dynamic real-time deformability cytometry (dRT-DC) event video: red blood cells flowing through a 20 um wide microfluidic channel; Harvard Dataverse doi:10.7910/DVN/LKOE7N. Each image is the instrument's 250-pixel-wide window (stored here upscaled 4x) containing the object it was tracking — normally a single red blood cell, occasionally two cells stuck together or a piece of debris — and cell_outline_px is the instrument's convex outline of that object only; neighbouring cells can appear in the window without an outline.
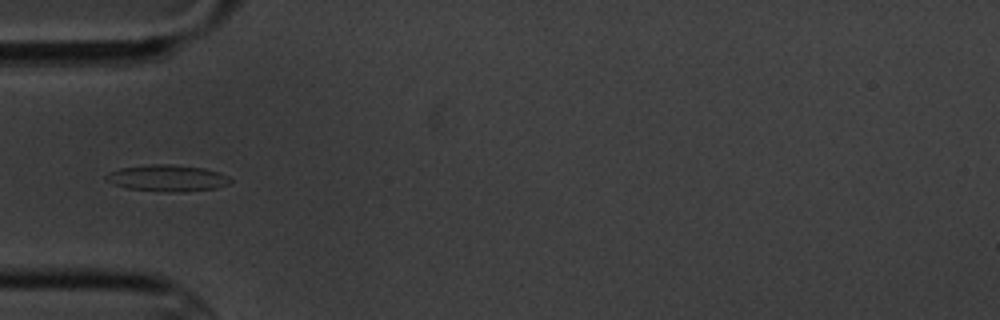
{"species": "common noctule bat (a hibernating species)", "species_latin": "Nyctalus noctula", "temperature_condition": "cold", "stored_images_in_passage": 10, "camera_frame_rate_fps": 3000, "um_per_image_px": 0.085, "animal": {"sex": "male", "body_mass_g": 20.1, "forearm_length_mm": 53.5}, "frame": {"image": 1, "passage_image": 4, "time_ms": 3.333, "image_size_px": [1000, 320], "cell_outline_px": [[232, 180], [228, 184], [216, 188], [180, 192], [168, 192], [128, 188], [112, 184], [104, 180], [104, 176], [108, 172], [120, 168], [148, 164], [172, 164], [204, 168], [228, 176]], "centroid_in_image_um": [14.17, 15.13], "position_along_channel_um": 70.8, "area_um2": 19.25}}
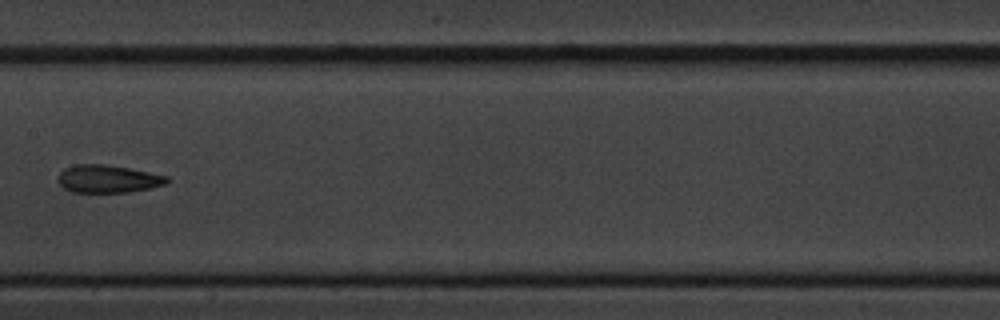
{"frame": {"image": 2, "passage_image": 7, "time_ms": 7.0, "image_size_px": [1000, 320], "cell_outline_px": [[168, 184], [128, 192], [72, 192], [64, 188], [60, 184], [60, 172], [64, 168], [76, 164], [104, 164], [128, 168], [168, 176]], "centroid_in_image_um": [9.18, 15.2], "position_along_channel_um": 198.2, "area_um2": 17.4}}
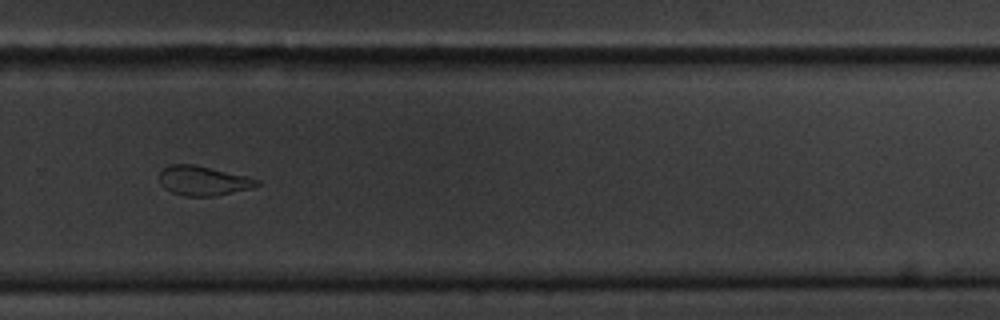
{"frame": {"image": 3, "passage_image": 10, "time_ms": 10.333, "image_size_px": [1000, 320], "cell_outline_px": [[260, 184], [252, 188], [216, 196], [184, 196], [172, 192], [164, 188], [160, 184], [160, 172], [164, 168], [172, 164], [192, 164], [248, 176], [260, 180]], "centroid_in_image_um": [17.29, 15.37], "position_along_channel_um": 312.5, "area_um2": 16.76}}